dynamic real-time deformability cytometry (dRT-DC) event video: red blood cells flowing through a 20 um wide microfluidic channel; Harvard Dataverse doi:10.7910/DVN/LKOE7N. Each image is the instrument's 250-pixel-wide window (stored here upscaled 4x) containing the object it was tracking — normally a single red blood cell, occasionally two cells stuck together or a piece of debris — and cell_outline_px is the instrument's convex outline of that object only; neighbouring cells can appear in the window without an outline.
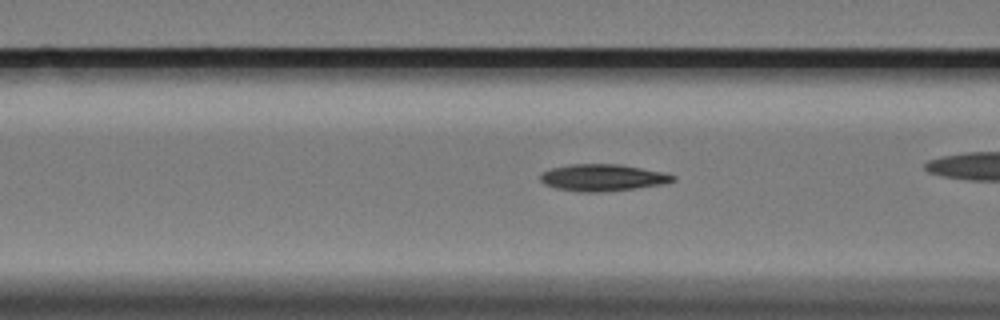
{"species": "Egyptian fruit bat (a non-hibernating species)", "species_latin": "Rousettus aegyptiacus", "temperature_condition": "cold", "stored_images_in_passage": 37, "camera_frame_rate_fps": 3000, "um_per_image_px": 0.085, "animal": {"sex": "female"}, "frame": {"image": 1, "passage_image": 11, "time_ms": 3.333, "image_size_px": [1000, 320], "cell_outline_px": [[676, 180], [660, 184], [632, 188], [600, 192], [584, 192], [556, 188], [544, 184], [540, 180], [540, 172], [552, 168], [568, 164], [620, 164], [664, 172], [676, 176]], "centroid_in_image_um": [51.19, 15.08], "position_along_channel_um": 115.4, "area_um2": 20.58}}
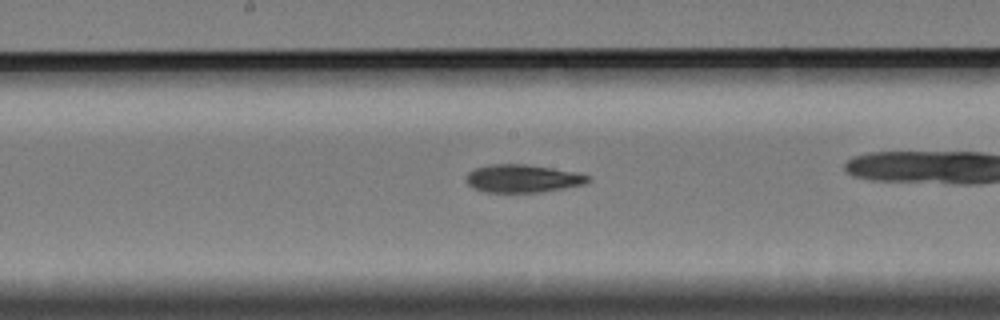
{"frame": {"image": 2, "passage_image": 19, "time_ms": 6.0, "image_size_px": [1000, 320], "cell_outline_px": [[592, 180], [584, 184], [564, 188], [536, 192], [488, 192], [476, 188], [468, 184], [468, 172], [476, 168], [492, 164], [524, 164], [552, 168], [572, 172], [588, 176]], "centroid_in_image_um": [44.44, 15.17], "position_along_channel_um": 203.8, "area_um2": 19.31}}
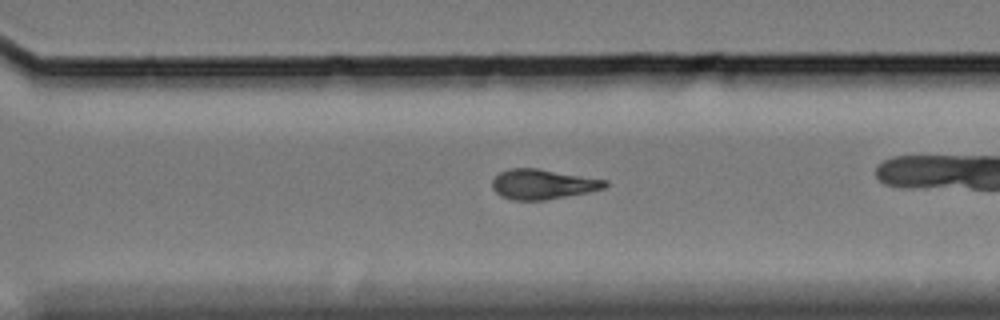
{"frame": {"image": 3, "passage_image": 30, "time_ms": 9.667, "image_size_px": [1000, 320], "cell_outline_px": [[608, 184], [604, 188], [588, 192], [544, 200], [512, 200], [500, 196], [492, 188], [492, 180], [500, 172], [508, 168], [540, 168], [608, 180]], "centroid_in_image_um": [46.12, 15.65], "position_along_channel_um": 324.5, "area_um2": 19.83}}